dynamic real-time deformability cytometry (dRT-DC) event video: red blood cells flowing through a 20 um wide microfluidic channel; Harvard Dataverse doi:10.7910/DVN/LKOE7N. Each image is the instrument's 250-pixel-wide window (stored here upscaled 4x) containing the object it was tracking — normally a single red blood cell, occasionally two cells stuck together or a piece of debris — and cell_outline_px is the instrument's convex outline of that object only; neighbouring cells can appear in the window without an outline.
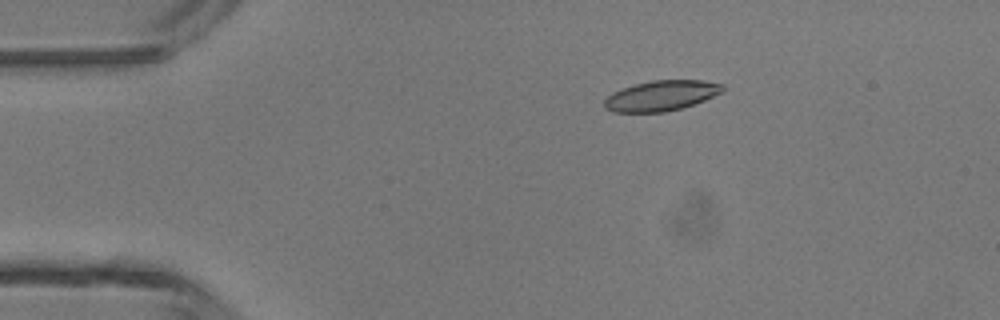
{"species": "common noctule bat (a hibernating species)", "species_latin": "Nyctalus noctula", "temperature_condition": "room temperature", "stored_images_in_passage": 6, "camera_frame_rate_fps": 3000, "um_per_image_px": 0.085, "animal": {"sex": "male", "body_mass_g": 13.3}, "frame": {"image": 1, "passage_image": 2, "time_ms": 1.333, "image_size_px": [1000, 320], "cell_outline_px": [[724, 92], [704, 100], [680, 108], [664, 112], [612, 112], [604, 108], [604, 100], [612, 92], [636, 84], [652, 80], [704, 80], [724, 84]], "centroid_in_image_um": [56.22, 8.13], "position_along_channel_um": 28.8, "area_um2": 20.87}}
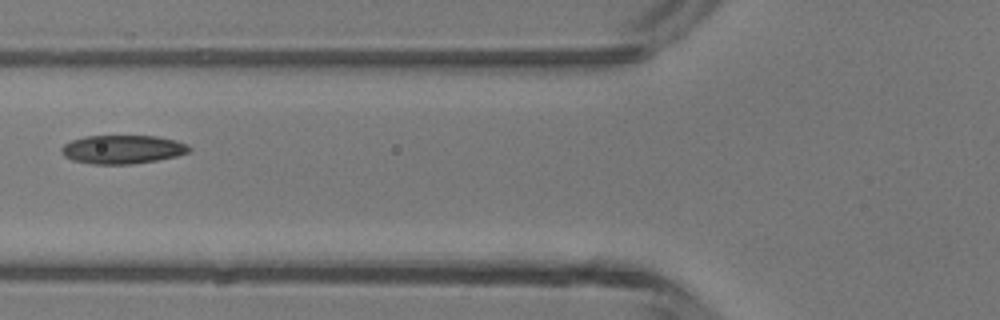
{"frame": {"image": 2, "passage_image": 5, "time_ms": 4.667, "image_size_px": [1000, 320], "cell_outline_px": [[192, 148], [188, 152], [176, 156], [156, 160], [132, 164], [92, 164], [72, 160], [64, 156], [60, 152], [60, 148], [64, 144], [72, 140], [84, 136], [156, 136], [176, 140], [188, 144]], "centroid_in_image_um": [10.4, 12.69], "position_along_channel_um": 115.4, "area_um2": 21.39}}
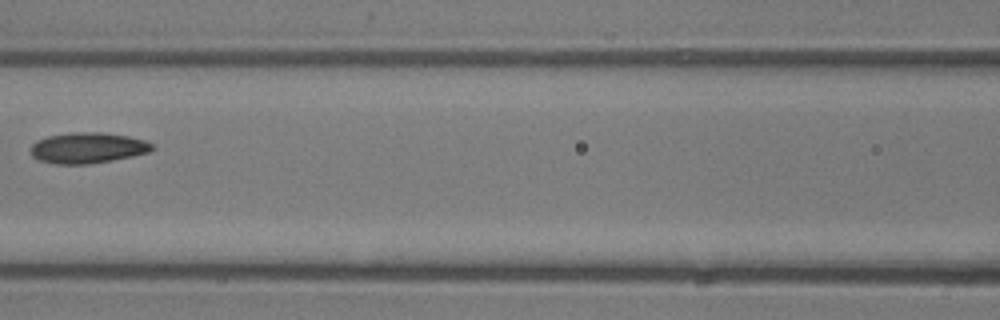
{"frame": {"image": 3, "passage_image": 6, "time_ms": 5.667, "image_size_px": [1000, 320], "cell_outline_px": [[156, 148], [148, 152], [132, 156], [112, 160], [88, 164], [56, 164], [40, 160], [32, 156], [32, 144], [36, 140], [48, 136], [72, 132], [100, 132], [128, 136], [144, 140], [152, 144]], "centroid_in_image_um": [7.46, 12.56], "position_along_channel_um": 159.1, "area_um2": 21.68}}